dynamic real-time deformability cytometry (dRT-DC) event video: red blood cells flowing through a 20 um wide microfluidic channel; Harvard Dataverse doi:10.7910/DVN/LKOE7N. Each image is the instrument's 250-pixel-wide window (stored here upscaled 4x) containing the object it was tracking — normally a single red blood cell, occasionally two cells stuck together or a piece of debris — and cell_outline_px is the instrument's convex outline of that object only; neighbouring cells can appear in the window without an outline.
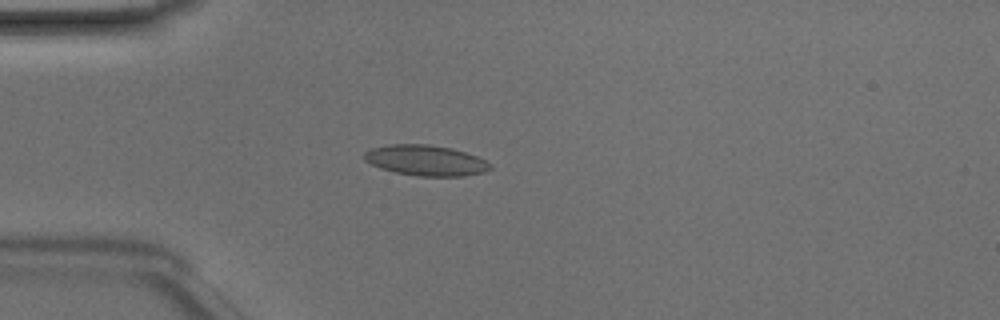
{"species": "Egyptian fruit bat (a non-hibernating species)", "species_latin": "Rousettus aegyptiacus", "temperature_condition": "room temperature", "stored_images_in_passage": 41, "camera_frame_rate_fps": 3000, "um_per_image_px": 0.085, "animal": {"sex": "male"}, "frame": {"image": 1, "passage_image": 6, "time_ms": 1.667, "image_size_px": [1000, 320], "cell_outline_px": [[492, 168], [484, 172], [464, 176], [416, 176], [396, 172], [380, 168], [364, 160], [364, 152], [372, 148], [388, 144], [428, 144], [452, 148], [476, 156], [492, 164]], "centroid_in_image_um": [36.19, 13.63], "position_along_channel_um": 48.8, "area_um2": 22.43}}
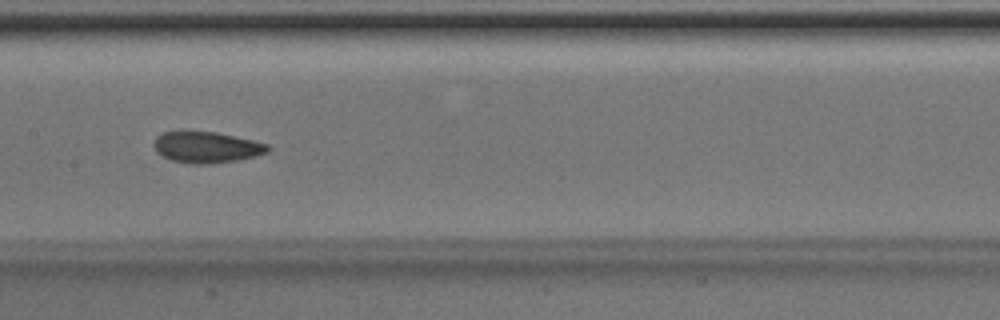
{"frame": {"image": 2, "passage_image": 17, "time_ms": 5.333, "image_size_px": [1000, 320], "cell_outline_px": [[272, 148], [268, 152], [256, 156], [236, 160], [212, 164], [188, 164], [172, 160], [156, 152], [156, 136], [164, 132], [216, 132], [252, 140], [268, 144]], "centroid_in_image_um": [17.61, 12.53], "position_along_channel_um": 189.8, "area_um2": 20.46}}
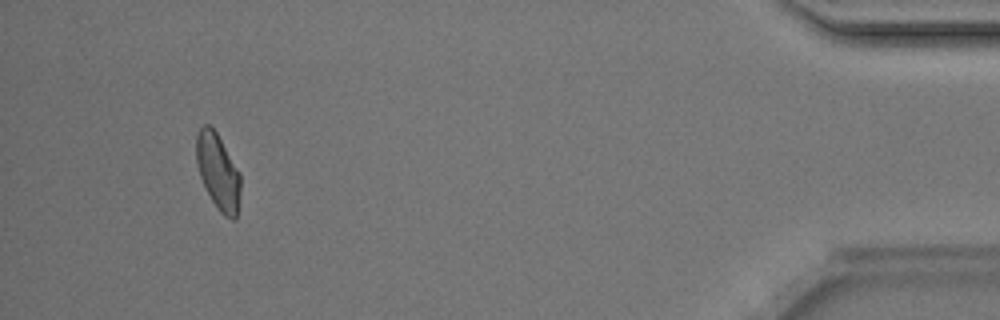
{"frame": {"image": 3, "passage_image": 38, "time_ms": 12.333, "image_size_px": [1000, 320], "cell_outline_px": [[240, 192], [236, 220], [232, 220], [224, 216], [216, 208], [200, 176], [196, 160], [196, 136], [200, 128], [204, 124], [208, 124], [216, 132], [240, 172]], "centroid_in_image_um": [18.54, 14.61], "position_along_channel_um": 416.7, "area_um2": 19.42}, "authors_computed_cell_mechanics": {"area_um2": 20.1722, "velocity_mm_per_s": 4.2242, "shape_relaxation_time_tau1_ms": 6.7705, "shape_relaxation_time_tau2_ms": 2.018, "deformation_change_tau1": 0.1369, "deformation_change_tau2": 0.0778}}